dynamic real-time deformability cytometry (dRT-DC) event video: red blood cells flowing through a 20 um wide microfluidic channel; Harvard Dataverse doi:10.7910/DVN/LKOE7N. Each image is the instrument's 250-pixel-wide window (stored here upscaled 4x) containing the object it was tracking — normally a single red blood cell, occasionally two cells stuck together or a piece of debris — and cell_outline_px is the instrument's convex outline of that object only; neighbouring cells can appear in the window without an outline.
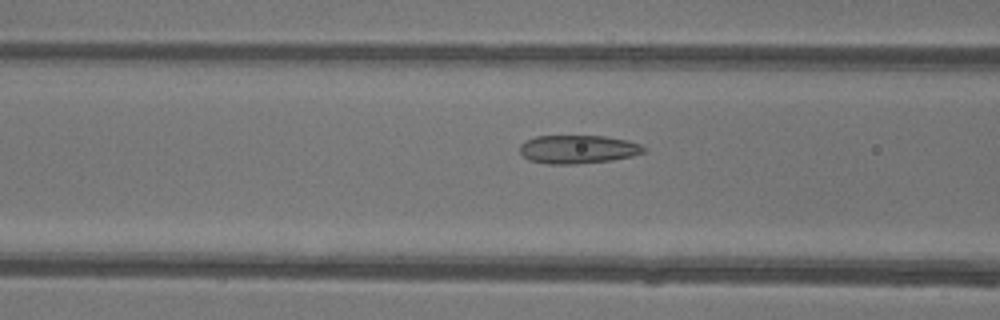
{"species": "common noctule bat (a hibernating species)", "species_latin": "Nyctalus noctula", "temperature_condition": "warm", "stored_images_in_passage": 47, "camera_frame_rate_fps": 3000, "um_per_image_px": 0.085, "animal": {"sex": "female"}, "frame": {"image": 1, "passage_image": 18, "time_ms": 5.667, "image_size_px": [1000, 320], "cell_outline_px": [[648, 148], [644, 152], [632, 156], [612, 160], [576, 164], [548, 164], [528, 160], [520, 152], [520, 144], [524, 140], [536, 136], [604, 136], [628, 140], [640, 144]], "centroid_in_image_um": [49.12, 12.69], "position_along_channel_um": 117.5, "area_um2": 20.69}}
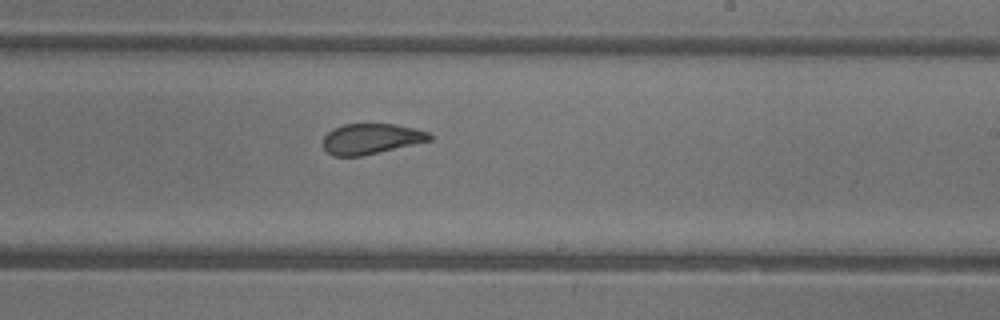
{"frame": {"image": 2, "passage_image": 28, "time_ms": 9.0, "image_size_px": [1000, 320], "cell_outline_px": [[432, 140], [360, 156], [332, 156], [324, 148], [324, 136], [332, 128], [344, 124], [396, 124], [428, 132], [432, 136]], "centroid_in_image_um": [31.52, 11.79], "position_along_channel_um": 257.5, "area_um2": 18.73}}
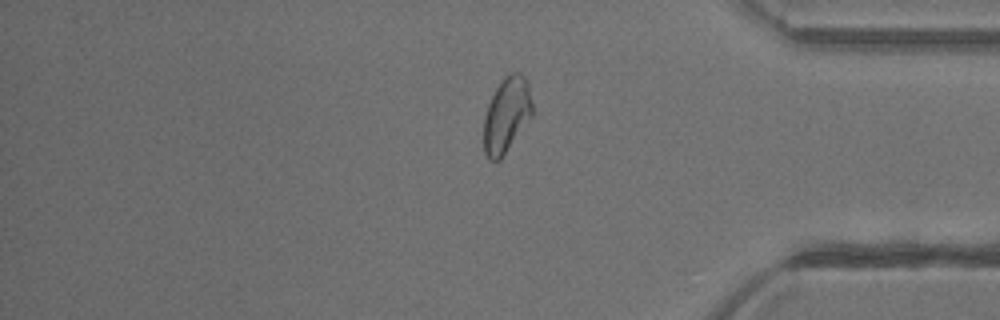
{"frame": {"image": 3, "passage_image": 39, "time_ms": 12.667, "image_size_px": [1000, 320], "cell_outline_px": [[532, 116], [500, 160], [488, 160], [484, 152], [484, 116], [488, 104], [500, 80], [508, 72], [520, 72], [524, 76], [528, 84], [532, 104]], "centroid_in_image_um": [43.05, 9.75], "position_along_channel_um": 392.1, "area_um2": 21.33}, "authors_computed_cell_mechanics": {"area_um2": 21.4438, "velocity_mm_per_s": 4.1963, "shape_relaxation_time_tau1_ms": 8.9644, "shape_relaxation_time_tau2_ms": 0.9222, "deformation_change_tau1": 0.2136, "deformation_change_tau2": 0.072}}